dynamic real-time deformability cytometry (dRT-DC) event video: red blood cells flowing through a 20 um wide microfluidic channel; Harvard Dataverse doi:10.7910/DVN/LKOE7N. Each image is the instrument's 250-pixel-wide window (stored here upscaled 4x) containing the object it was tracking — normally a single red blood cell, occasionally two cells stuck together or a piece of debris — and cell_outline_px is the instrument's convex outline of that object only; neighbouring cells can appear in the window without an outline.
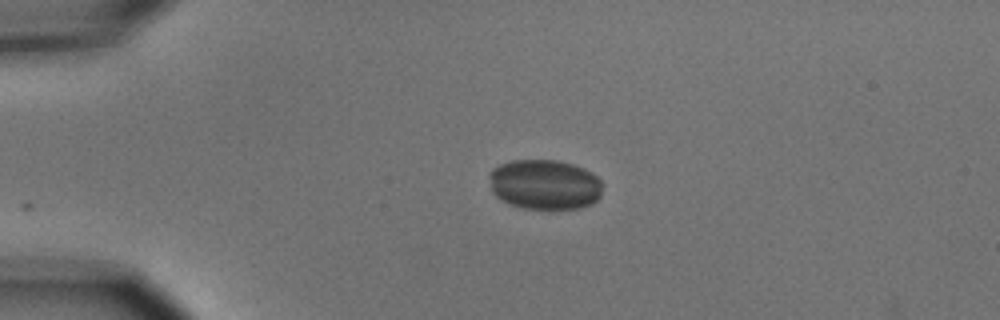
{"species": "common noctule bat (a hibernating species)", "species_latin": "Nyctalus noctula", "temperature_condition": "cold", "stored_images_in_passage": 3, "camera_frame_rate_fps": 3000, "um_per_image_px": 0.085, "animal": {"sex": "male", "body_mass_g": 15.6}, "frame": {"image": 1, "passage_image": 3, "time_ms": 2.333, "image_size_px": [1000, 320], "cell_outline_px": [[604, 184], [600, 196], [592, 204], [580, 208], [524, 208], [512, 204], [496, 196], [492, 192], [488, 176], [488, 172], [492, 168], [500, 164], [512, 160], [556, 160], [572, 164], [584, 168], [592, 172]], "centroid_in_image_um": [46.3, 15.66], "position_along_channel_um": 38.7, "area_um2": 33.18}}